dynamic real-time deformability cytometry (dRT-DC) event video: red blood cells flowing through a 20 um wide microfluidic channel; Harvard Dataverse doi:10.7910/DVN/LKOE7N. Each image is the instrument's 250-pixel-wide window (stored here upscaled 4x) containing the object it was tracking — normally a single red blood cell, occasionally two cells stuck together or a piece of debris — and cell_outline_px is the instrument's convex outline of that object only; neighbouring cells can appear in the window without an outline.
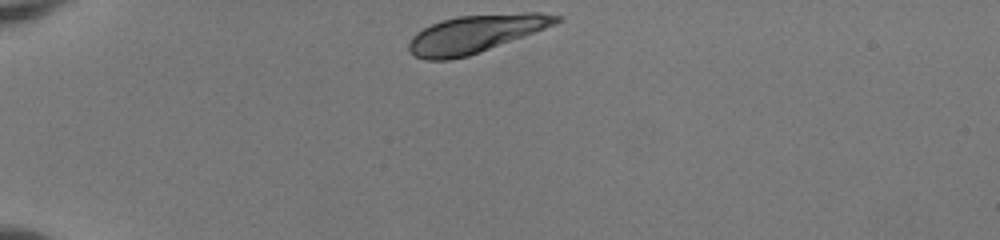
{"species": "human", "species_latin": "Homo sapiens", "temperature_condition": "room temperature", "stored_images_in_passage": 34, "camera_frame_rate_fps": 3000, "um_per_image_px": 0.085, "donor": {"sex": "female"}, "frame": {"image": 1, "passage_image": 1, "time_ms": 0.0, "image_size_px": [1000, 240], "cell_outline_px": [[564, 20], [556, 24], [468, 56], [448, 60], [424, 60], [412, 56], [408, 52], [408, 44], [412, 36], [416, 32], [432, 24], [456, 16], [524, 12], [540, 12], [564, 16]], "centroid_in_image_um": [40.41, 2.87], "position_along_channel_um": 44.6, "area_um2": 32.54}}
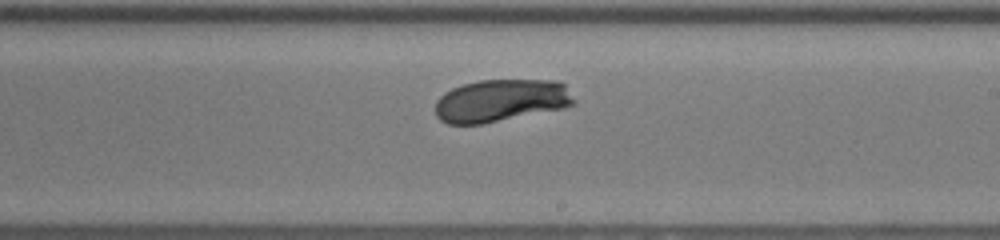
{"frame": {"image": 2, "passage_image": 20, "time_ms": 6.333, "image_size_px": [1000, 240], "cell_outline_px": [[576, 100], [572, 104], [560, 108], [480, 124], [448, 124], [440, 120], [436, 116], [436, 100], [444, 92], [452, 88], [464, 84], [480, 80], [560, 80], [564, 84]], "centroid_in_image_um": [42.54, 8.53], "position_along_channel_um": 246.5, "area_um2": 34.04}}
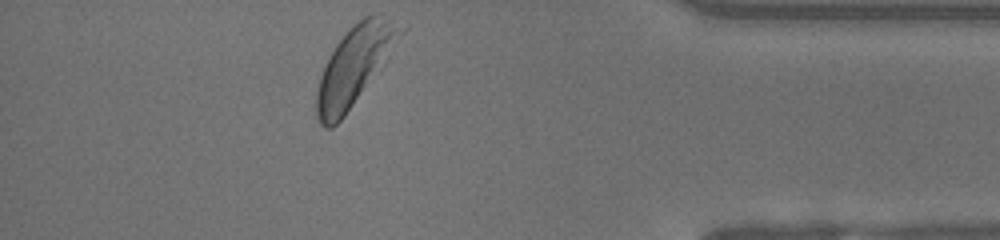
{"frame": {"image": 3, "passage_image": 34, "time_ms": 11.0, "image_size_px": [1000, 240], "cell_outline_px": [[408, 28], [344, 116], [332, 128], [324, 128], [316, 120], [316, 88], [320, 76], [328, 56], [336, 44], [364, 16], [372, 12], [380, 12], [408, 24]], "centroid_in_image_um": [30.17, 5.51], "position_along_channel_um": 405.0, "area_um2": 38.15}, "authors_computed_cell_mechanics": {"area_um2": 34.9401, "velocity_mm_per_s": 3.965, "shape_relaxation_time_tau1_ms": 1.6559, "shape_relaxation_time_tau2_ms": null, "deformation_change_tau1": 0.1256, "deformation_change_tau2": null}}